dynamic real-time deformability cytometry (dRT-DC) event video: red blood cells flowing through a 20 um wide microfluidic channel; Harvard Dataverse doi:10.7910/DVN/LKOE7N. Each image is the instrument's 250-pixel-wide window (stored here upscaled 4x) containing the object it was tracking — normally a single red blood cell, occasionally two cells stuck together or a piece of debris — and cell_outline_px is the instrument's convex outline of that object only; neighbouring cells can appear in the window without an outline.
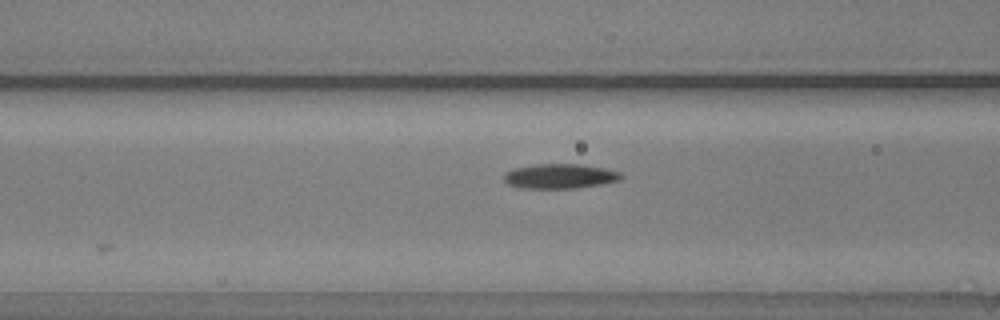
{"species": "common noctule bat (a hibernating species)", "species_latin": "Nyctalus noctula", "temperature_condition": "warm", "stored_images_in_passage": 9, "camera_frame_rate_fps": 3000, "um_per_image_px": 0.085, "animal": {"sex": "male", "body_mass_g": 20.5, "forearm_length_mm": 52.5}, "frame": {"image": 1, "passage_image": 7, "time_ms": 2.0, "image_size_px": [1000, 320], "cell_outline_px": [[624, 176], [620, 180], [600, 184], [576, 188], [520, 188], [508, 184], [504, 180], [504, 172], [516, 168], [536, 164], [576, 164], [604, 168], [620, 172]], "centroid_in_image_um": [47.58, 14.98], "position_along_channel_um": 119.0, "area_um2": 16.76}}